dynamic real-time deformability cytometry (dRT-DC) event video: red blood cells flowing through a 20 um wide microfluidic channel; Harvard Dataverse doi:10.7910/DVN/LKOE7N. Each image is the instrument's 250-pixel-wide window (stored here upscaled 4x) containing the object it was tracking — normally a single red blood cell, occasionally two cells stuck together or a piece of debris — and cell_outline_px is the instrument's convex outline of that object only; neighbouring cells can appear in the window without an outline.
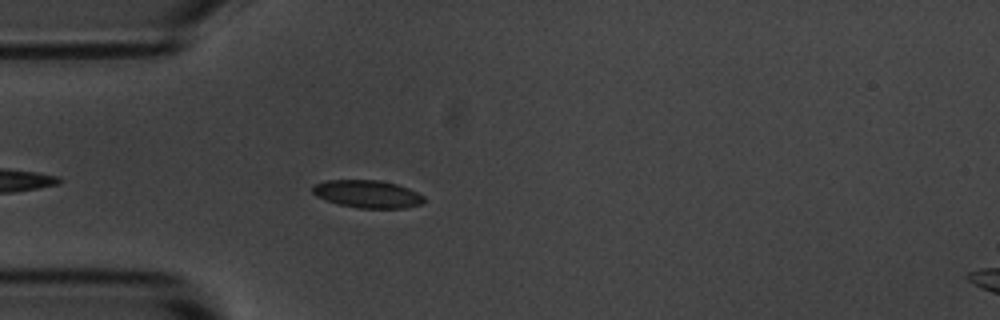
{"species": "common noctule bat (a hibernating species)", "species_latin": "Nyctalus noctula", "temperature_condition": "room temperature", "stored_images_in_passage": 5, "camera_frame_rate_fps": 3000, "um_per_image_px": 0.085, "animal": {"sex": "male", "body_mass_g": 20.1, "forearm_length_mm": 53.5}, "frame": {"image": 1, "passage_image": 5, "time_ms": 4.667, "image_size_px": [1000, 320], "cell_outline_px": [[424, 204], [408, 208], [360, 208], [340, 204], [316, 196], [312, 192], [312, 184], [328, 180], [380, 180], [396, 184], [408, 188], [424, 196]], "centroid_in_image_um": [31.26, 16.49], "position_along_channel_um": 53.7, "area_um2": 17.98}}